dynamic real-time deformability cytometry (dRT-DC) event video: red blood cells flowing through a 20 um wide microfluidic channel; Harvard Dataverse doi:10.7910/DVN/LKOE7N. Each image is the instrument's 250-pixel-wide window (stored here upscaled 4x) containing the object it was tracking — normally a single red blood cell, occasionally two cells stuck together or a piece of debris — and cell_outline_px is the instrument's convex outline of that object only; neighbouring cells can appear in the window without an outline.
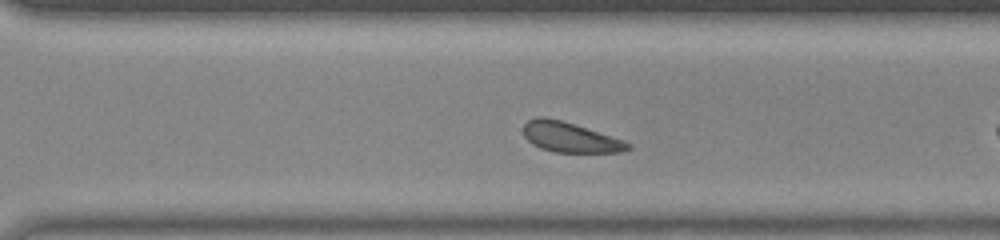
{"species": "common noctule bat (a hibernating species)", "species_latin": "Nyctalus noctula", "temperature_condition": "room temperature", "stored_images_in_passage": 39, "camera_frame_rate_fps": 3000, "um_per_image_px": 0.085, "animal": {"sex": "male", "body_mass_g": 20.0, "forearm_length_mm": 53.3}, "frame": {"image": 1, "passage_image": 23, "time_ms": 7.333, "image_size_px": [1000, 240], "cell_outline_px": [[632, 148], [620, 152], [556, 152], [540, 148], [532, 144], [524, 136], [524, 124], [528, 120], [536, 116], [544, 116], [560, 120], [624, 140], [632, 144]], "centroid_in_image_um": [48.44, 11.67], "position_along_channel_um": 322.2, "area_um2": 18.15}}